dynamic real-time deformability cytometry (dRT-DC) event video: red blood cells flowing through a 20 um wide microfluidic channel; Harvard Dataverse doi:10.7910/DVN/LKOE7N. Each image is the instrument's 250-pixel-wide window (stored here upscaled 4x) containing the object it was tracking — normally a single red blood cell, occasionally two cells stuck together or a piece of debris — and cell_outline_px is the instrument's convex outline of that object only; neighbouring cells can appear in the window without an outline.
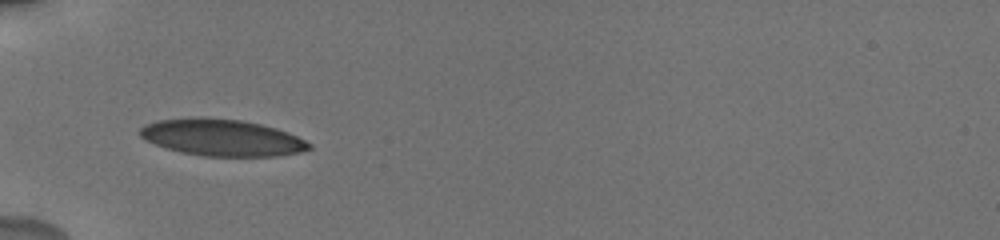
{"species": "human", "species_latin": "Homo sapiens", "temperature_condition": "cold", "stored_images_in_passage": 54, "camera_frame_rate_fps": 3000, "um_per_image_px": 0.085, "donor": {"sex": "male"}, "frame": {"image": 1, "passage_image": 1, "time_ms": 0.0, "image_size_px": [1000, 240], "cell_outline_px": [[312, 148], [300, 152], [276, 156], [204, 156], [184, 152], [168, 148], [156, 144], [140, 136], [140, 128], [144, 124], [156, 120], [196, 116], [204, 116], [240, 120], [260, 124], [276, 128], [288, 132], [312, 144]], "centroid_in_image_um": [18.86, 11.67], "position_along_channel_um": 66.1, "area_um2": 36.18}}
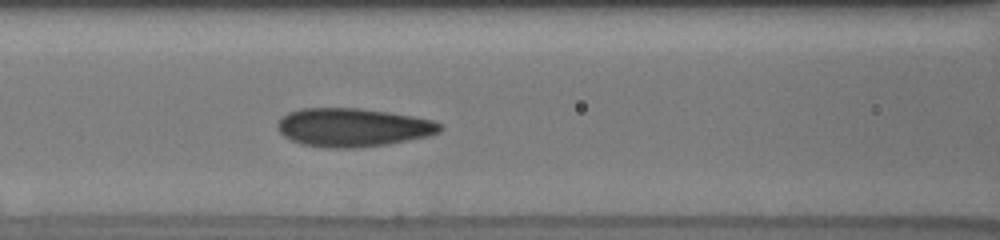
{"frame": {"image": 2, "passage_image": 6, "time_ms": 2.0, "image_size_px": [1000, 240], "cell_outline_px": [[444, 128], [440, 132], [432, 136], [388, 144], [360, 148], [328, 148], [300, 144], [284, 136], [276, 128], [276, 124], [288, 112], [300, 108], [360, 108], [388, 112], [412, 116], [432, 120], [444, 124]], "centroid_in_image_um": [30.03, 10.84], "position_along_channel_um": 136.6, "area_um2": 36.88}}
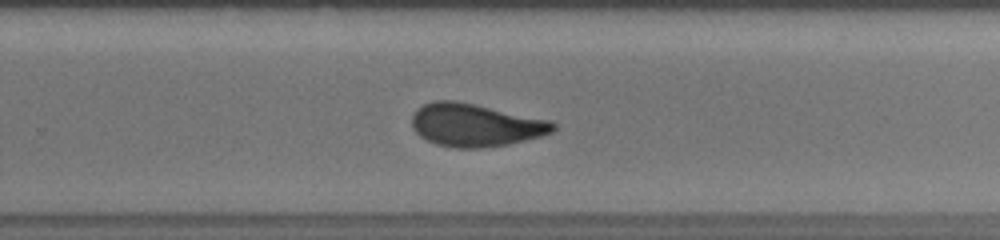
{"frame": {"image": 3, "passage_image": 23, "time_ms": 6.0, "image_size_px": [1000, 240], "cell_outline_px": [[556, 128], [552, 132], [540, 136], [508, 144], [480, 148], [452, 148], [436, 144], [420, 136], [412, 128], [412, 116], [416, 108], [424, 104], [436, 100], [456, 100], [548, 120], [556, 124]], "centroid_in_image_um": [40.36, 10.63], "position_along_channel_um": 289.4, "area_um2": 35.08}, "authors_computed_cell_mechanics": {"area_um2": 35.0268, "velocity_mm_per_s": 3.8441, "shape_relaxation_time_tau1_ms": 5.6567, "shape_relaxation_time_tau2_ms": 1.339, "deformation_change_tau1": 0.1636, "deformation_change_tau2": 0.0598}}